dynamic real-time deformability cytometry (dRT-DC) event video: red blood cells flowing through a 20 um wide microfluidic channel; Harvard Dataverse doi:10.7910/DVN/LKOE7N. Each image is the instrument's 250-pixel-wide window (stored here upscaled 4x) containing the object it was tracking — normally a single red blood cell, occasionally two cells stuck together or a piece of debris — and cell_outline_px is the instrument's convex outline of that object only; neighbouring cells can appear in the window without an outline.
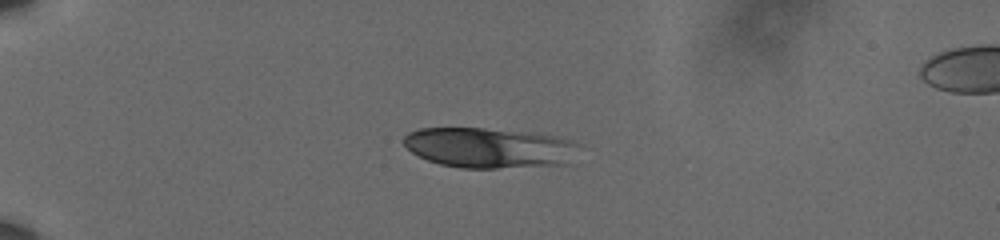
{"species": "human", "species_latin": "Homo sapiens", "temperature_condition": "cold", "stored_images_in_passage": 43, "camera_frame_rate_fps": 3000, "um_per_image_px": 0.085, "donor": {"sex": "male"}, "frame": {"image": 1, "passage_image": 1, "time_ms": 0.0, "image_size_px": [1000, 240], "cell_outline_px": [[580, 144], [568, 164], [496, 168], [460, 168], [440, 164], [428, 160], [412, 152], [404, 144], [404, 136], [408, 132], [420, 128], [484, 128], [556, 136], [572, 140]], "centroid_in_image_um": [41.57, 12.56], "position_along_channel_um": 43.4, "area_um2": 40.86}}
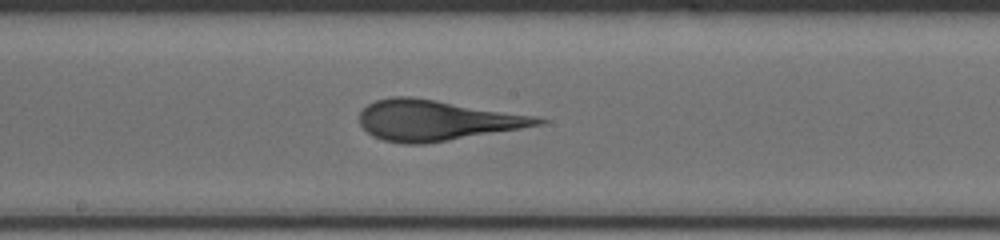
{"frame": {"image": 2, "passage_image": 19, "time_ms": 6.0, "image_size_px": [1000, 240], "cell_outline_px": [[548, 120], [544, 124], [424, 144], [404, 144], [384, 140], [372, 136], [360, 124], [360, 112], [368, 104], [376, 100], [392, 96], [412, 96], [532, 116]], "centroid_in_image_um": [37.02, 10.22], "position_along_channel_um": 211.2, "area_um2": 41.38}}
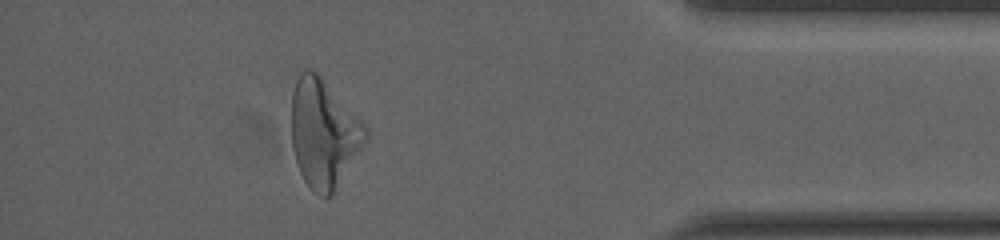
{"frame": {"image": 3, "passage_image": 38, "time_ms": 12.333, "image_size_px": [1000, 240], "cell_outline_px": [[368, 140], [332, 196], [324, 200], [312, 192], [304, 180], [300, 172], [292, 148], [292, 92], [296, 80], [300, 72], [304, 68], [312, 68], [320, 76], [368, 128]], "centroid_in_image_um": [27.52, 11.39], "position_along_channel_um": 407.7, "area_um2": 47.05}, "authors_computed_cell_mechanics": {"area_um2": 41.1536, "velocity_mm_per_s": 3.5993, "shape_relaxation_time_tau1_ms": 4.6284, "shape_relaxation_time_tau2_ms": 0.9398, "deformation_change_tau1": 0.1599, "deformation_change_tau2": 0.0852}}